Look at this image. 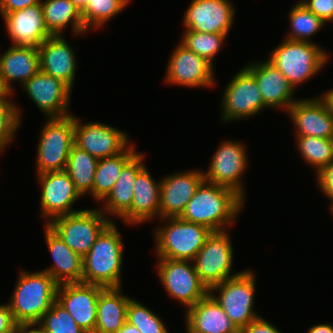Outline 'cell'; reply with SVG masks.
Instances as JSON below:
<instances>
[{"mask_svg": "<svg viewBox=\"0 0 333 333\" xmlns=\"http://www.w3.org/2000/svg\"><path fill=\"white\" fill-rule=\"evenodd\" d=\"M246 203L233 190L203 180L179 218L212 232L228 230Z\"/></svg>", "mask_w": 333, "mask_h": 333, "instance_id": "1", "label": "cell"}, {"mask_svg": "<svg viewBox=\"0 0 333 333\" xmlns=\"http://www.w3.org/2000/svg\"><path fill=\"white\" fill-rule=\"evenodd\" d=\"M115 223L112 221L102 231L89 252L82 258V282L104 288L122 287L121 271L125 249Z\"/></svg>", "mask_w": 333, "mask_h": 333, "instance_id": "2", "label": "cell"}, {"mask_svg": "<svg viewBox=\"0 0 333 333\" xmlns=\"http://www.w3.org/2000/svg\"><path fill=\"white\" fill-rule=\"evenodd\" d=\"M58 283L46 272L19 270L8 305L16 323L39 322L57 298Z\"/></svg>", "mask_w": 333, "mask_h": 333, "instance_id": "3", "label": "cell"}, {"mask_svg": "<svg viewBox=\"0 0 333 333\" xmlns=\"http://www.w3.org/2000/svg\"><path fill=\"white\" fill-rule=\"evenodd\" d=\"M269 54L267 60L284 74L295 89L318 75L330 62V52L316 42L284 38Z\"/></svg>", "mask_w": 333, "mask_h": 333, "instance_id": "4", "label": "cell"}, {"mask_svg": "<svg viewBox=\"0 0 333 333\" xmlns=\"http://www.w3.org/2000/svg\"><path fill=\"white\" fill-rule=\"evenodd\" d=\"M159 220H164L163 225L152 232L156 258L192 261L212 233L203 225L179 217H166Z\"/></svg>", "mask_w": 333, "mask_h": 333, "instance_id": "5", "label": "cell"}, {"mask_svg": "<svg viewBox=\"0 0 333 333\" xmlns=\"http://www.w3.org/2000/svg\"><path fill=\"white\" fill-rule=\"evenodd\" d=\"M254 273L251 268L242 270L238 275L209 289V294L223 308L238 330L261 317L253 307L257 280Z\"/></svg>", "mask_w": 333, "mask_h": 333, "instance_id": "6", "label": "cell"}, {"mask_svg": "<svg viewBox=\"0 0 333 333\" xmlns=\"http://www.w3.org/2000/svg\"><path fill=\"white\" fill-rule=\"evenodd\" d=\"M39 136L35 164L37 175L64 171L74 145V115L46 118Z\"/></svg>", "mask_w": 333, "mask_h": 333, "instance_id": "7", "label": "cell"}, {"mask_svg": "<svg viewBox=\"0 0 333 333\" xmlns=\"http://www.w3.org/2000/svg\"><path fill=\"white\" fill-rule=\"evenodd\" d=\"M112 221L99 208H88L53 218L47 225L83 258Z\"/></svg>", "mask_w": 333, "mask_h": 333, "instance_id": "8", "label": "cell"}, {"mask_svg": "<svg viewBox=\"0 0 333 333\" xmlns=\"http://www.w3.org/2000/svg\"><path fill=\"white\" fill-rule=\"evenodd\" d=\"M209 161L204 180L231 189L246 201V190L242 182L249 165L246 145L230 139L219 142Z\"/></svg>", "mask_w": 333, "mask_h": 333, "instance_id": "9", "label": "cell"}, {"mask_svg": "<svg viewBox=\"0 0 333 333\" xmlns=\"http://www.w3.org/2000/svg\"><path fill=\"white\" fill-rule=\"evenodd\" d=\"M156 260L158 278L164 290L169 298L178 300L185 310L209 294V289L199 278L193 261L168 258Z\"/></svg>", "mask_w": 333, "mask_h": 333, "instance_id": "10", "label": "cell"}, {"mask_svg": "<svg viewBox=\"0 0 333 333\" xmlns=\"http://www.w3.org/2000/svg\"><path fill=\"white\" fill-rule=\"evenodd\" d=\"M224 89L220 103L221 123L248 120L268 109L255 77L245 67L232 76Z\"/></svg>", "mask_w": 333, "mask_h": 333, "instance_id": "11", "label": "cell"}, {"mask_svg": "<svg viewBox=\"0 0 333 333\" xmlns=\"http://www.w3.org/2000/svg\"><path fill=\"white\" fill-rule=\"evenodd\" d=\"M229 234V230L212 232L192 260L199 278L208 289L241 272L232 271L234 249Z\"/></svg>", "mask_w": 333, "mask_h": 333, "instance_id": "12", "label": "cell"}, {"mask_svg": "<svg viewBox=\"0 0 333 333\" xmlns=\"http://www.w3.org/2000/svg\"><path fill=\"white\" fill-rule=\"evenodd\" d=\"M126 131L101 122L82 123L74 116V145L96 159L124 152L132 143Z\"/></svg>", "mask_w": 333, "mask_h": 333, "instance_id": "13", "label": "cell"}, {"mask_svg": "<svg viewBox=\"0 0 333 333\" xmlns=\"http://www.w3.org/2000/svg\"><path fill=\"white\" fill-rule=\"evenodd\" d=\"M167 63L163 78L167 84L186 88H211L216 85L214 66L180 42Z\"/></svg>", "mask_w": 333, "mask_h": 333, "instance_id": "14", "label": "cell"}, {"mask_svg": "<svg viewBox=\"0 0 333 333\" xmlns=\"http://www.w3.org/2000/svg\"><path fill=\"white\" fill-rule=\"evenodd\" d=\"M37 180L41 188L40 215L45 224L58 216L82 210L73 207L82 196L65 170L37 175Z\"/></svg>", "mask_w": 333, "mask_h": 333, "instance_id": "15", "label": "cell"}, {"mask_svg": "<svg viewBox=\"0 0 333 333\" xmlns=\"http://www.w3.org/2000/svg\"><path fill=\"white\" fill-rule=\"evenodd\" d=\"M21 88L36 104L46 118H62L71 115V89L62 80L39 70Z\"/></svg>", "mask_w": 333, "mask_h": 333, "instance_id": "16", "label": "cell"}, {"mask_svg": "<svg viewBox=\"0 0 333 333\" xmlns=\"http://www.w3.org/2000/svg\"><path fill=\"white\" fill-rule=\"evenodd\" d=\"M235 12L229 0H192L183 15L184 30L230 34Z\"/></svg>", "mask_w": 333, "mask_h": 333, "instance_id": "17", "label": "cell"}, {"mask_svg": "<svg viewBox=\"0 0 333 333\" xmlns=\"http://www.w3.org/2000/svg\"><path fill=\"white\" fill-rule=\"evenodd\" d=\"M105 288L84 282L59 284L56 300L86 333H94L99 294Z\"/></svg>", "mask_w": 333, "mask_h": 333, "instance_id": "18", "label": "cell"}, {"mask_svg": "<svg viewBox=\"0 0 333 333\" xmlns=\"http://www.w3.org/2000/svg\"><path fill=\"white\" fill-rule=\"evenodd\" d=\"M204 180V170L191 168L161 178L159 218L179 217Z\"/></svg>", "mask_w": 333, "mask_h": 333, "instance_id": "19", "label": "cell"}, {"mask_svg": "<svg viewBox=\"0 0 333 333\" xmlns=\"http://www.w3.org/2000/svg\"><path fill=\"white\" fill-rule=\"evenodd\" d=\"M295 136L333 138V117L320 96L299 98L287 110Z\"/></svg>", "mask_w": 333, "mask_h": 333, "instance_id": "20", "label": "cell"}, {"mask_svg": "<svg viewBox=\"0 0 333 333\" xmlns=\"http://www.w3.org/2000/svg\"><path fill=\"white\" fill-rule=\"evenodd\" d=\"M256 79L264 104L268 108L286 111L297 101L293 95L295 88L284 74L266 59L251 62L244 66Z\"/></svg>", "mask_w": 333, "mask_h": 333, "instance_id": "21", "label": "cell"}, {"mask_svg": "<svg viewBox=\"0 0 333 333\" xmlns=\"http://www.w3.org/2000/svg\"><path fill=\"white\" fill-rule=\"evenodd\" d=\"M11 45L38 48L52 35L45 26L42 5H32L2 16Z\"/></svg>", "mask_w": 333, "mask_h": 333, "instance_id": "22", "label": "cell"}, {"mask_svg": "<svg viewBox=\"0 0 333 333\" xmlns=\"http://www.w3.org/2000/svg\"><path fill=\"white\" fill-rule=\"evenodd\" d=\"M38 52L40 70L62 80L72 89L78 61L68 40L63 35L51 36L38 47Z\"/></svg>", "mask_w": 333, "mask_h": 333, "instance_id": "23", "label": "cell"}, {"mask_svg": "<svg viewBox=\"0 0 333 333\" xmlns=\"http://www.w3.org/2000/svg\"><path fill=\"white\" fill-rule=\"evenodd\" d=\"M160 188L161 180L156 181L146 166L135 180L131 207L119 219L130 226L159 219Z\"/></svg>", "mask_w": 333, "mask_h": 333, "instance_id": "24", "label": "cell"}, {"mask_svg": "<svg viewBox=\"0 0 333 333\" xmlns=\"http://www.w3.org/2000/svg\"><path fill=\"white\" fill-rule=\"evenodd\" d=\"M184 314L186 333H239L210 294L187 308Z\"/></svg>", "mask_w": 333, "mask_h": 333, "instance_id": "25", "label": "cell"}, {"mask_svg": "<svg viewBox=\"0 0 333 333\" xmlns=\"http://www.w3.org/2000/svg\"><path fill=\"white\" fill-rule=\"evenodd\" d=\"M43 228L44 239L54 262L43 271L58 284L82 282V257L71 250L47 224L44 223Z\"/></svg>", "mask_w": 333, "mask_h": 333, "instance_id": "26", "label": "cell"}, {"mask_svg": "<svg viewBox=\"0 0 333 333\" xmlns=\"http://www.w3.org/2000/svg\"><path fill=\"white\" fill-rule=\"evenodd\" d=\"M0 70L5 87L14 95L13 82L22 86L40 70L38 48L10 45L0 54Z\"/></svg>", "mask_w": 333, "mask_h": 333, "instance_id": "27", "label": "cell"}, {"mask_svg": "<svg viewBox=\"0 0 333 333\" xmlns=\"http://www.w3.org/2000/svg\"><path fill=\"white\" fill-rule=\"evenodd\" d=\"M144 152H138L122 169L112 191L99 209L109 219H118L131 207L137 175L147 166ZM111 217V218H110Z\"/></svg>", "mask_w": 333, "mask_h": 333, "instance_id": "28", "label": "cell"}, {"mask_svg": "<svg viewBox=\"0 0 333 333\" xmlns=\"http://www.w3.org/2000/svg\"><path fill=\"white\" fill-rule=\"evenodd\" d=\"M123 288H105L98 297L94 333H116L126 322L130 297Z\"/></svg>", "mask_w": 333, "mask_h": 333, "instance_id": "29", "label": "cell"}, {"mask_svg": "<svg viewBox=\"0 0 333 333\" xmlns=\"http://www.w3.org/2000/svg\"><path fill=\"white\" fill-rule=\"evenodd\" d=\"M41 5L45 26L52 36L64 35L69 25L74 36L87 33L82 13L70 0H42Z\"/></svg>", "mask_w": 333, "mask_h": 333, "instance_id": "30", "label": "cell"}, {"mask_svg": "<svg viewBox=\"0 0 333 333\" xmlns=\"http://www.w3.org/2000/svg\"><path fill=\"white\" fill-rule=\"evenodd\" d=\"M135 146L132 143L124 152L98 160L93 185L94 201L102 203L112 191L123 167L138 153Z\"/></svg>", "mask_w": 333, "mask_h": 333, "instance_id": "31", "label": "cell"}, {"mask_svg": "<svg viewBox=\"0 0 333 333\" xmlns=\"http://www.w3.org/2000/svg\"><path fill=\"white\" fill-rule=\"evenodd\" d=\"M98 159L88 152L73 145L68 157L65 171L68 173L76 190L81 196L93 197V185Z\"/></svg>", "mask_w": 333, "mask_h": 333, "instance_id": "32", "label": "cell"}, {"mask_svg": "<svg viewBox=\"0 0 333 333\" xmlns=\"http://www.w3.org/2000/svg\"><path fill=\"white\" fill-rule=\"evenodd\" d=\"M295 145L304 163L314 167L315 174L333 162V138L295 136Z\"/></svg>", "mask_w": 333, "mask_h": 333, "instance_id": "33", "label": "cell"}, {"mask_svg": "<svg viewBox=\"0 0 333 333\" xmlns=\"http://www.w3.org/2000/svg\"><path fill=\"white\" fill-rule=\"evenodd\" d=\"M290 26L285 39L305 41L312 43L311 37L322 31L327 24L311 12L303 3H297L291 7L288 13ZM322 29V30H321ZM314 35V36H313Z\"/></svg>", "mask_w": 333, "mask_h": 333, "instance_id": "34", "label": "cell"}, {"mask_svg": "<svg viewBox=\"0 0 333 333\" xmlns=\"http://www.w3.org/2000/svg\"><path fill=\"white\" fill-rule=\"evenodd\" d=\"M131 0H89L86 8L81 12L84 27L87 32L96 31L120 14ZM91 29V30H90Z\"/></svg>", "mask_w": 333, "mask_h": 333, "instance_id": "35", "label": "cell"}, {"mask_svg": "<svg viewBox=\"0 0 333 333\" xmlns=\"http://www.w3.org/2000/svg\"><path fill=\"white\" fill-rule=\"evenodd\" d=\"M182 35L181 43L213 66L215 65V56H217V53L219 54L228 37V34H214L194 30H184Z\"/></svg>", "mask_w": 333, "mask_h": 333, "instance_id": "36", "label": "cell"}, {"mask_svg": "<svg viewBox=\"0 0 333 333\" xmlns=\"http://www.w3.org/2000/svg\"><path fill=\"white\" fill-rule=\"evenodd\" d=\"M126 322L135 326L141 333H169L162 317L136 299L129 300Z\"/></svg>", "mask_w": 333, "mask_h": 333, "instance_id": "37", "label": "cell"}, {"mask_svg": "<svg viewBox=\"0 0 333 333\" xmlns=\"http://www.w3.org/2000/svg\"><path fill=\"white\" fill-rule=\"evenodd\" d=\"M8 98L0 99V153L14 141L21 126L22 112L15 101Z\"/></svg>", "mask_w": 333, "mask_h": 333, "instance_id": "38", "label": "cell"}, {"mask_svg": "<svg viewBox=\"0 0 333 333\" xmlns=\"http://www.w3.org/2000/svg\"><path fill=\"white\" fill-rule=\"evenodd\" d=\"M39 324L46 333H86L57 300L43 314Z\"/></svg>", "mask_w": 333, "mask_h": 333, "instance_id": "39", "label": "cell"}, {"mask_svg": "<svg viewBox=\"0 0 333 333\" xmlns=\"http://www.w3.org/2000/svg\"><path fill=\"white\" fill-rule=\"evenodd\" d=\"M302 3L326 24L333 23V0H304Z\"/></svg>", "mask_w": 333, "mask_h": 333, "instance_id": "40", "label": "cell"}, {"mask_svg": "<svg viewBox=\"0 0 333 333\" xmlns=\"http://www.w3.org/2000/svg\"><path fill=\"white\" fill-rule=\"evenodd\" d=\"M316 184L325 197L330 200V209L333 207V162L322 168L315 175Z\"/></svg>", "mask_w": 333, "mask_h": 333, "instance_id": "41", "label": "cell"}, {"mask_svg": "<svg viewBox=\"0 0 333 333\" xmlns=\"http://www.w3.org/2000/svg\"><path fill=\"white\" fill-rule=\"evenodd\" d=\"M239 333H283L275 325L261 316L248 326L239 330Z\"/></svg>", "mask_w": 333, "mask_h": 333, "instance_id": "42", "label": "cell"}, {"mask_svg": "<svg viewBox=\"0 0 333 333\" xmlns=\"http://www.w3.org/2000/svg\"><path fill=\"white\" fill-rule=\"evenodd\" d=\"M42 0H0V16L18 11L28 6L40 4Z\"/></svg>", "mask_w": 333, "mask_h": 333, "instance_id": "43", "label": "cell"}, {"mask_svg": "<svg viewBox=\"0 0 333 333\" xmlns=\"http://www.w3.org/2000/svg\"><path fill=\"white\" fill-rule=\"evenodd\" d=\"M15 324L8 303L0 304V333L11 329Z\"/></svg>", "mask_w": 333, "mask_h": 333, "instance_id": "44", "label": "cell"}, {"mask_svg": "<svg viewBox=\"0 0 333 333\" xmlns=\"http://www.w3.org/2000/svg\"><path fill=\"white\" fill-rule=\"evenodd\" d=\"M18 333H46L39 322L18 323Z\"/></svg>", "mask_w": 333, "mask_h": 333, "instance_id": "45", "label": "cell"}, {"mask_svg": "<svg viewBox=\"0 0 333 333\" xmlns=\"http://www.w3.org/2000/svg\"><path fill=\"white\" fill-rule=\"evenodd\" d=\"M307 333H333V325L331 323H320L312 325Z\"/></svg>", "mask_w": 333, "mask_h": 333, "instance_id": "46", "label": "cell"}, {"mask_svg": "<svg viewBox=\"0 0 333 333\" xmlns=\"http://www.w3.org/2000/svg\"><path fill=\"white\" fill-rule=\"evenodd\" d=\"M320 98L325 102L330 112V115L333 117V89H329L320 95Z\"/></svg>", "mask_w": 333, "mask_h": 333, "instance_id": "47", "label": "cell"}, {"mask_svg": "<svg viewBox=\"0 0 333 333\" xmlns=\"http://www.w3.org/2000/svg\"><path fill=\"white\" fill-rule=\"evenodd\" d=\"M116 333H141L135 326L125 322Z\"/></svg>", "mask_w": 333, "mask_h": 333, "instance_id": "48", "label": "cell"}, {"mask_svg": "<svg viewBox=\"0 0 333 333\" xmlns=\"http://www.w3.org/2000/svg\"><path fill=\"white\" fill-rule=\"evenodd\" d=\"M10 96H12V94L5 87L3 80H2V76H1V70H0V99L8 98Z\"/></svg>", "mask_w": 333, "mask_h": 333, "instance_id": "49", "label": "cell"}, {"mask_svg": "<svg viewBox=\"0 0 333 333\" xmlns=\"http://www.w3.org/2000/svg\"><path fill=\"white\" fill-rule=\"evenodd\" d=\"M70 1L80 10V12H82L86 8L89 2V0H70Z\"/></svg>", "mask_w": 333, "mask_h": 333, "instance_id": "50", "label": "cell"}, {"mask_svg": "<svg viewBox=\"0 0 333 333\" xmlns=\"http://www.w3.org/2000/svg\"><path fill=\"white\" fill-rule=\"evenodd\" d=\"M1 333H18V323H16L11 329H8Z\"/></svg>", "mask_w": 333, "mask_h": 333, "instance_id": "51", "label": "cell"}, {"mask_svg": "<svg viewBox=\"0 0 333 333\" xmlns=\"http://www.w3.org/2000/svg\"><path fill=\"white\" fill-rule=\"evenodd\" d=\"M329 210H331L330 212H331V215H332L333 214V207L331 209H329Z\"/></svg>", "mask_w": 333, "mask_h": 333, "instance_id": "52", "label": "cell"}, {"mask_svg": "<svg viewBox=\"0 0 333 333\" xmlns=\"http://www.w3.org/2000/svg\"><path fill=\"white\" fill-rule=\"evenodd\" d=\"M304 0H299V1H297V3H302Z\"/></svg>", "mask_w": 333, "mask_h": 333, "instance_id": "53", "label": "cell"}]
</instances>
